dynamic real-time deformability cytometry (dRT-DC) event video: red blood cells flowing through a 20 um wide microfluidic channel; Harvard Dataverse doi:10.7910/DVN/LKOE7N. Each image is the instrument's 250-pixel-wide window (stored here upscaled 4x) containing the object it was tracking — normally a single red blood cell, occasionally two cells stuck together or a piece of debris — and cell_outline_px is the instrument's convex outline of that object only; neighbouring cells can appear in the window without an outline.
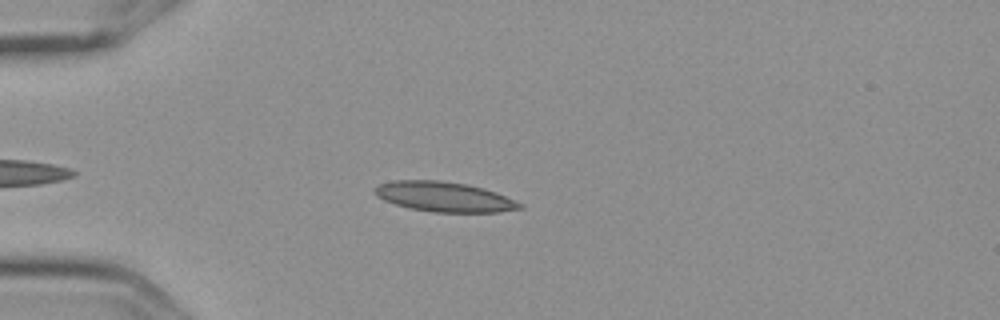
{"species": "Egyptian fruit bat (a non-hibernating species)", "species_latin": "Rousettus aegyptiacus", "temperature_condition": "cold", "stored_images_in_passage": 5, "camera_frame_rate_fps": 3000, "um_per_image_px": 0.085, "frame": {"image": 1, "passage_image": 2, "time_ms": 0.333, "image_size_px": [1000, 320], "cell_outline_px": [[524, 208], [500, 212], [432, 212], [412, 208], [396, 204], [384, 200], [376, 196], [372, 192], [372, 188], [380, 184], [392, 180], [440, 180], [464, 184], [484, 188], [496, 192], [524, 204]], "centroid_in_image_um": [37.75, 16.72], "position_along_channel_um": 47.2, "area_um2": 25.37}}
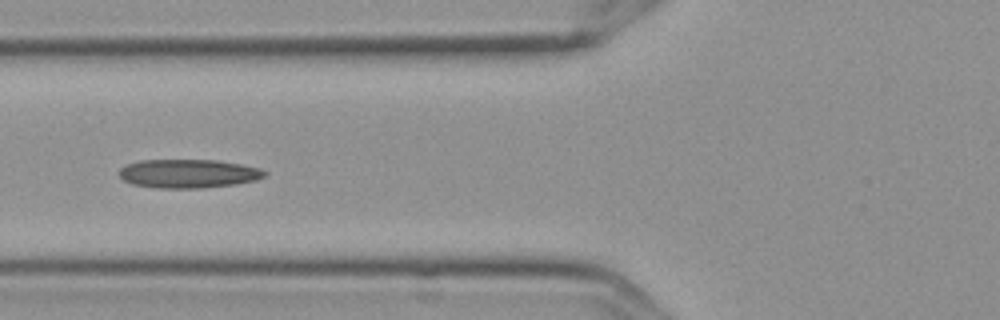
{"frame": {"image": 2, "passage_image": 4, "time_ms": 1.0, "image_size_px": [1000, 320], "cell_outline_px": [[268, 172], [264, 176], [256, 180], [236, 184], [200, 188], [156, 188], [132, 184], [124, 180], [120, 176], [120, 168], [124, 164], [140, 160], [216, 160], [240, 164], [260, 168]], "centroid_in_image_um": [15.99, 14.75], "position_along_channel_um": 109.8, "area_um2": 24.39}}
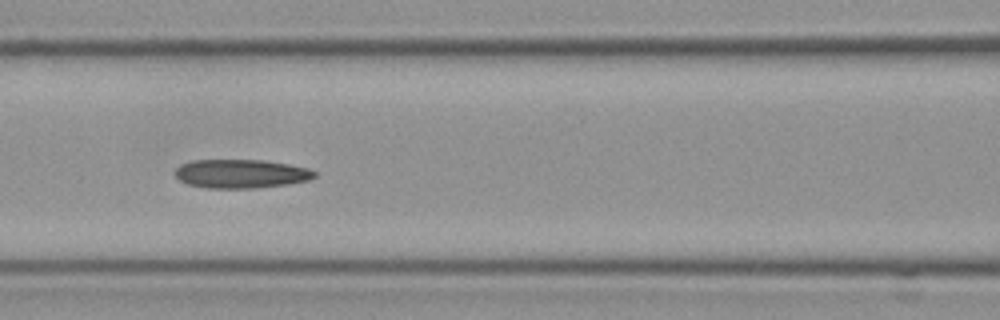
{"frame": {"image": 3, "passage_image": 5, "time_ms": 1.333, "image_size_px": [1000, 320], "cell_outline_px": [[316, 176], [308, 180], [288, 184], [256, 188], [204, 188], [188, 184], [180, 180], [176, 176], [176, 168], [180, 164], [192, 160], [264, 160], [288, 164], [308, 168], [316, 172]], "centroid_in_image_um": [20.48, 14.77], "position_along_channel_um": 146.1, "area_um2": 23.41}}